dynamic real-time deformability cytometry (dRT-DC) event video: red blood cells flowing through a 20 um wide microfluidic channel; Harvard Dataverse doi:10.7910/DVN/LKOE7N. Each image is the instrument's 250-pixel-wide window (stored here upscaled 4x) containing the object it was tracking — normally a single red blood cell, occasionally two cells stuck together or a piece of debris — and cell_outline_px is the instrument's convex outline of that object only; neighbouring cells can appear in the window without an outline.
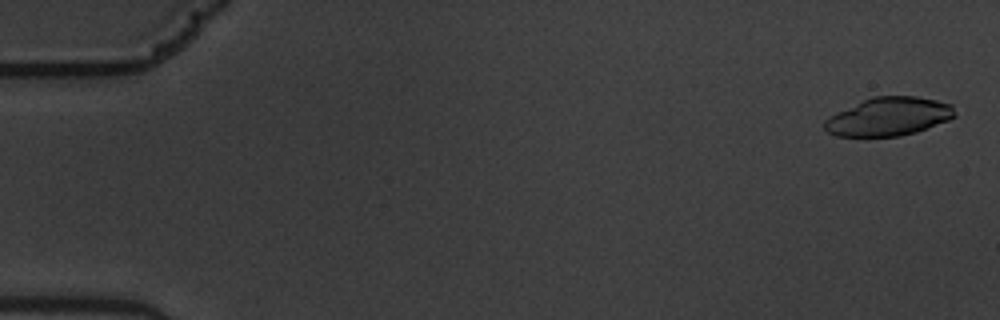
{"species": "common noctule bat (a hibernating species)", "species_latin": "Nyctalus noctula", "temperature_condition": "warm", "stored_images_in_passage": 58, "camera_frame_rate_fps": 3000, "um_per_image_px": 0.085, "animal": {"sex": "male", "body_mass_g": 19.5, "forearm_length_mm": 54.6}, "frame": {"image": 1, "passage_image": 2, "time_ms": 0.333, "image_size_px": [1000, 320], "cell_outline_px": [[956, 116], [948, 120], [916, 132], [900, 136], [836, 136], [828, 132], [824, 128], [824, 120], [872, 96], [916, 96], [936, 100], [952, 104]], "centroid_in_image_um": [75.58, 9.91], "position_along_channel_um": 9.4, "area_um2": 28.73}}